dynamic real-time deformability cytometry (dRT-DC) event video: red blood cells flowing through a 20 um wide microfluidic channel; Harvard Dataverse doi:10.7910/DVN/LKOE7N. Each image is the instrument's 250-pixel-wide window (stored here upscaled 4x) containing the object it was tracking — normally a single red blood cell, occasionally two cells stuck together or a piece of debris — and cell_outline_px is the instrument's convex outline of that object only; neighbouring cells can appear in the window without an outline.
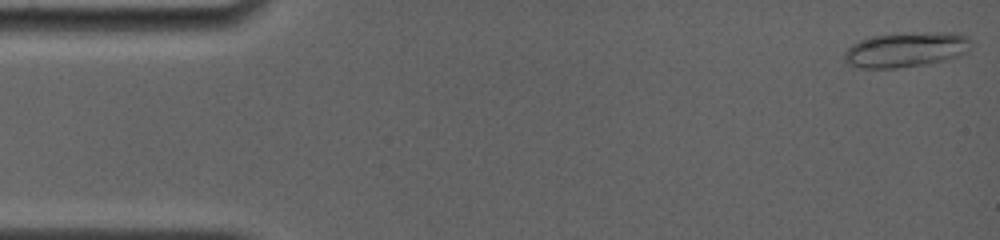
{"species": "common noctule bat (a hibernating species)", "species_latin": "Nyctalus noctula", "temperature_condition": "room temperature", "stored_images_in_passage": 35, "camera_frame_rate_fps": 4000, "um_per_image_px": 0.085, "animal": {"sex": "female", "body_mass_g": 19.0, "forearm_length_mm": 56.7}, "frame": {"image": 1, "passage_image": 1, "time_ms": 0.0, "image_size_px": [1000, 240], "cell_outline_px": [[972, 44], [968, 52], [944, 60], [924, 64], [896, 68], [860, 68], [848, 64], [844, 60], [844, 52], [852, 44], [860, 40], [872, 36], [924, 32], [956, 32], [968, 36], [972, 40]], "centroid_in_image_um": [77.04, 4.21], "position_along_channel_um": 8.0, "area_um2": 25.89}}
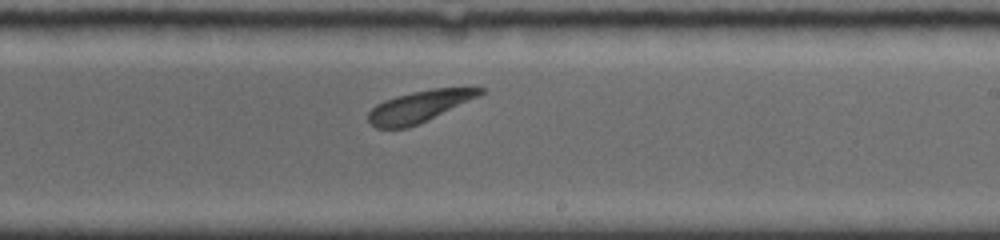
{"frame": {"image": 2, "passage_image": 22, "time_ms": 9.75, "image_size_px": [1000, 240], "cell_outline_px": [[484, 92], [480, 96], [428, 120], [408, 128], [376, 128], [368, 120], [368, 112], [376, 104], [384, 100], [396, 96], [412, 92], [432, 88], [472, 84], [484, 88]], "centroid_in_image_um": [35.76, 8.99], "position_along_channel_um": 253.2, "area_um2": 21.15}}
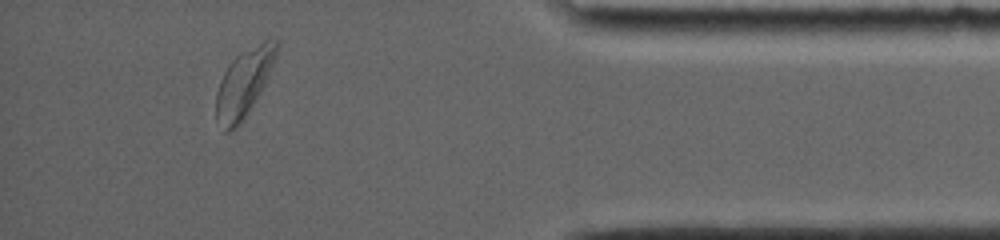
{"frame": {"image": 3, "passage_image": 32, "time_ms": 14.75, "image_size_px": [1000, 240], "cell_outline_px": [[280, 44], [272, 64], [260, 92], [256, 100], [248, 112], [228, 132], [224, 132], [216, 120], [216, 92], [220, 80], [228, 64], [240, 52], [264, 40], [280, 40]], "centroid_in_image_um": [20.7, 7.02], "position_along_channel_um": 414.5, "area_um2": 23.24}, "authors_computed_cell_mechanics": {"area_um2": 21.7906, "velocity_mm_per_s": 3.7178, "shape_relaxation_time_tau1_ms": 11.045, "shape_relaxation_time_tau2_ms": 4.7996, "deformation_change_tau1": 0.1051, "deformation_change_tau2": 0.0766}}